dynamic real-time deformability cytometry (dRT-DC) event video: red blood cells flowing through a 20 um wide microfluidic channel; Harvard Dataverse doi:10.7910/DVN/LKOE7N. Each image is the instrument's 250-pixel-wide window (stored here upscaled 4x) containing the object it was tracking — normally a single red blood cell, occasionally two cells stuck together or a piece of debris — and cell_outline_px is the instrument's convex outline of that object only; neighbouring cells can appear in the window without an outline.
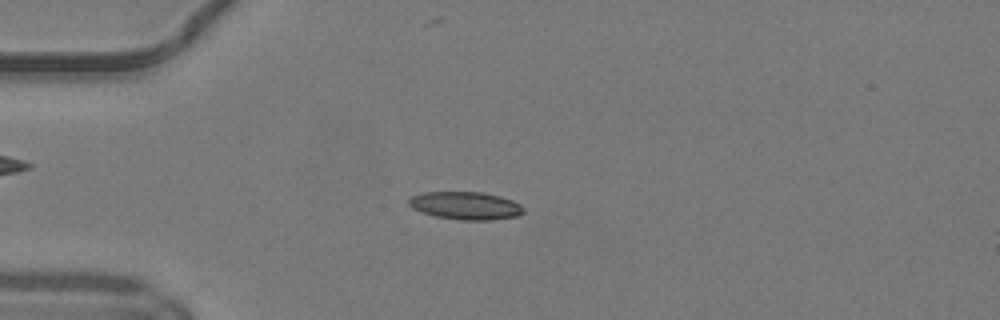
{"species": "common noctule bat (a hibernating species)", "species_latin": "Nyctalus noctula", "temperature_condition": "warm", "stored_images_in_passage": 37, "camera_frame_rate_fps": 3000, "um_per_image_px": 0.085, "animal": {"sex": "male", "body_mass_g": 19.2, "forearm_length_mm": 51.8}, "frame": {"image": 1, "passage_image": 4, "time_ms": 1.0, "image_size_px": [1000, 320], "cell_outline_px": [[524, 212], [520, 216], [492, 220], [460, 220], [436, 216], [420, 212], [412, 208], [408, 204], [408, 200], [412, 196], [424, 192], [484, 192], [500, 196], [512, 200], [520, 204], [524, 208]], "centroid_in_image_um": [39.6, 17.48], "position_along_channel_um": 45.4, "area_um2": 18.79}}
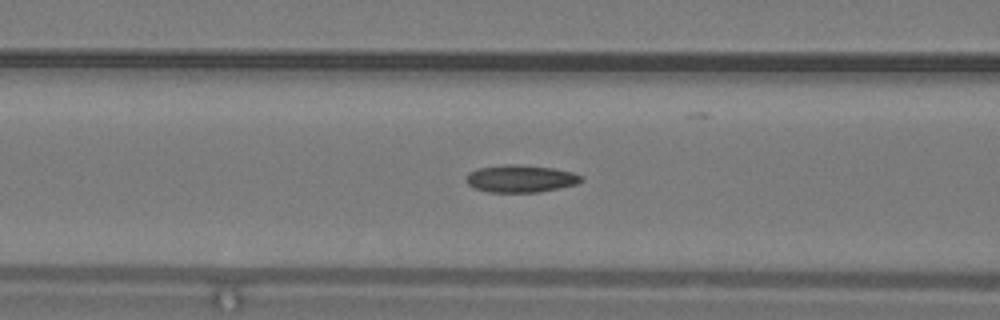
{"frame": {"image": 2, "passage_image": 11, "time_ms": 3.333, "image_size_px": [1000, 320], "cell_outline_px": [[584, 180], [576, 184], [536, 192], [488, 192], [476, 188], [468, 184], [464, 180], [464, 176], [468, 172], [476, 168], [504, 164], [516, 164], [552, 168], [572, 172], [584, 176]], "centroid_in_image_um": [44.2, 15.17], "position_along_channel_um": 122.4, "area_um2": 18.44}}
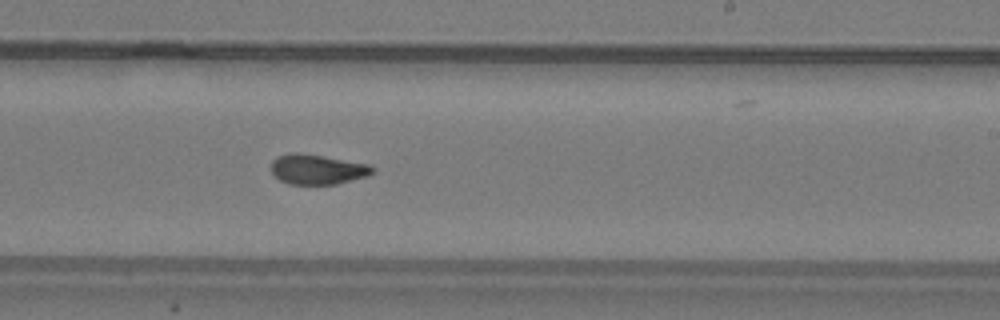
{"frame": {"image": 3, "passage_image": 21, "time_ms": 6.667, "image_size_px": [1000, 320], "cell_outline_px": [[376, 168], [368, 176], [336, 184], [288, 184], [280, 180], [272, 172], [272, 160], [276, 156], [292, 152], [296, 152], [368, 164]], "centroid_in_image_um": [26.96, 14.4], "position_along_channel_um": 262.0, "area_um2": 17.51}}